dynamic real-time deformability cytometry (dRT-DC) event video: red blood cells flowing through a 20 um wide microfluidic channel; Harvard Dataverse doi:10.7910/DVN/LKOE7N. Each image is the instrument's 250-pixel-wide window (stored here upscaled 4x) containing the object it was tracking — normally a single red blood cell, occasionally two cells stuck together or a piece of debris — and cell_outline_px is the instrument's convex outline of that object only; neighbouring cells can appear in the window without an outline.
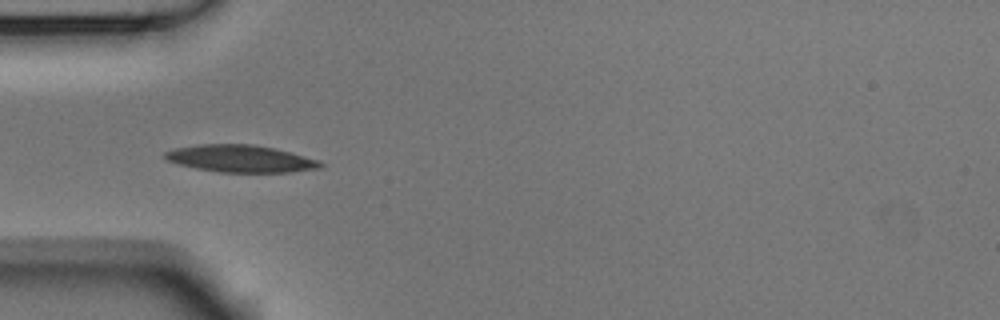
{"species": "Egyptian fruit bat (a non-hibernating species)", "species_latin": "Rousettus aegyptiacus", "temperature_condition": "room temperature", "stored_images_in_passage": 38, "camera_frame_rate_fps": 3000, "um_per_image_px": 0.085, "animal": {"sex": "male"}, "frame": {"image": 1, "passage_image": 1, "time_ms": 0.0, "image_size_px": [1000, 320], "cell_outline_px": [[324, 164], [320, 168], [288, 172], [220, 172], [196, 168], [176, 164], [164, 160], [164, 152], [176, 148], [200, 144], [252, 144], [272, 148], [320, 160]], "centroid_in_image_um": [20.4, 13.49], "position_along_channel_um": 64.6, "area_um2": 24.51}}
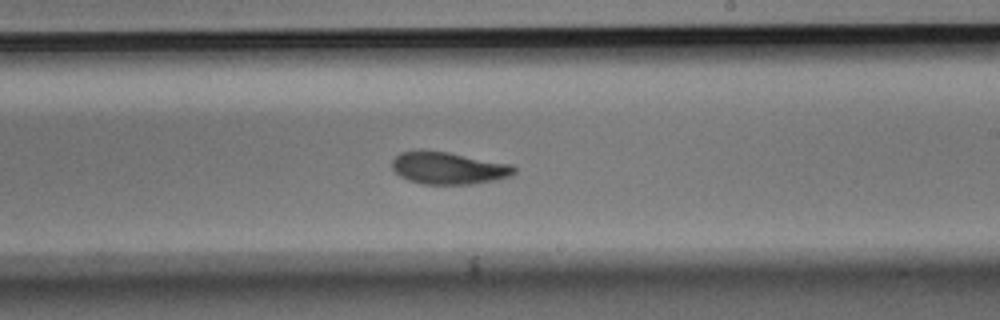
{"frame": {"image": 2, "passage_image": 16, "time_ms": 5.0, "image_size_px": [1000, 320], "cell_outline_px": [[516, 172], [512, 176], [496, 180], [472, 184], [424, 184], [408, 180], [400, 176], [392, 168], [392, 160], [400, 152], [448, 152], [512, 164], [516, 168]], "centroid_in_image_um": [38.18, 14.31], "position_along_channel_um": 250.8, "area_um2": 22.66}}
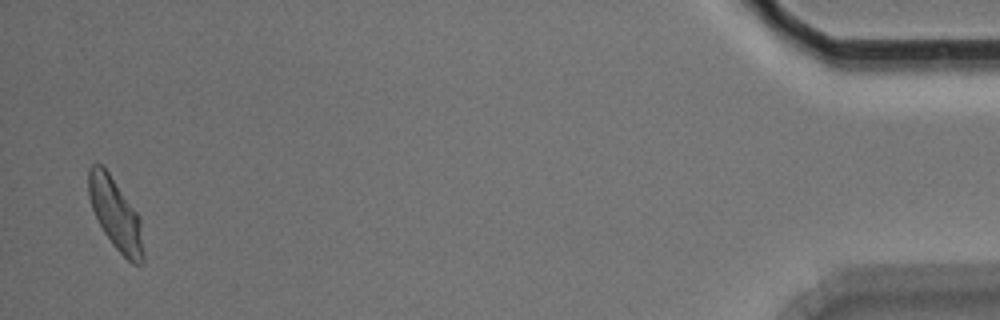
{"frame": {"image": 3, "passage_image": 37, "time_ms": 12.0, "image_size_px": [1000, 320], "cell_outline_px": [[144, 264], [132, 264], [112, 244], [104, 232], [92, 208], [88, 196], [88, 168], [92, 164], [100, 164], [108, 172], [136, 212], [140, 220], [144, 252]], "centroid_in_image_um": [9.82, 18.23], "position_along_channel_um": 425.4, "area_um2": 22.37}, "authors_computed_cell_mechanics": {"area_um2": 22.9466, "velocity_mm_per_s": 3.7361, "shape_relaxation_time_tau1_ms": 4.0955, "shape_relaxation_time_tau2_ms": 2.6406, "deformation_change_tau1": 0.1409, "deformation_change_tau2": 0.0752}}